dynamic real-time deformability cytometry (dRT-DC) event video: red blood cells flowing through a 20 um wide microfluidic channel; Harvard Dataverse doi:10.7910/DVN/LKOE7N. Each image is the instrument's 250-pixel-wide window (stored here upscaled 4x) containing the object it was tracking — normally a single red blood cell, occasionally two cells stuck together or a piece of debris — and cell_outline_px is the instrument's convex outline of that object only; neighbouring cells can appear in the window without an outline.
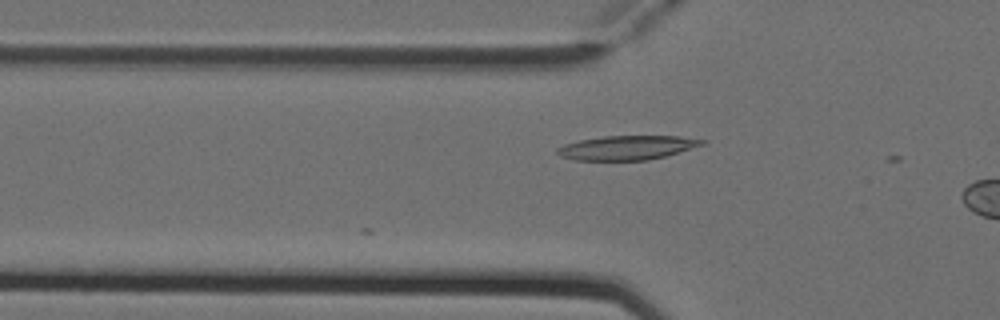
{"species": "Egyptian fruit bat (a non-hibernating species)", "species_latin": "Rousettus aegyptiacus", "temperature_condition": "cold", "stored_images_in_passage": 3, "segment_of_instrument_passage": [1, 2], "camera_frame_rate_fps": 3000, "um_per_image_px": 0.085, "animal": {"sex": "female"}, "frame": {"image": 1, "passage_image": 2, "time_ms": 0.333, "image_size_px": [1000, 320], "cell_outline_px": [[704, 144], [664, 156], [648, 160], [576, 160], [560, 156], [556, 152], [556, 148], [564, 144], [580, 140], [604, 136], [680, 136], [704, 140]], "centroid_in_image_um": [53.24, 12.55], "position_along_channel_um": 72.6, "area_um2": 20.17}}